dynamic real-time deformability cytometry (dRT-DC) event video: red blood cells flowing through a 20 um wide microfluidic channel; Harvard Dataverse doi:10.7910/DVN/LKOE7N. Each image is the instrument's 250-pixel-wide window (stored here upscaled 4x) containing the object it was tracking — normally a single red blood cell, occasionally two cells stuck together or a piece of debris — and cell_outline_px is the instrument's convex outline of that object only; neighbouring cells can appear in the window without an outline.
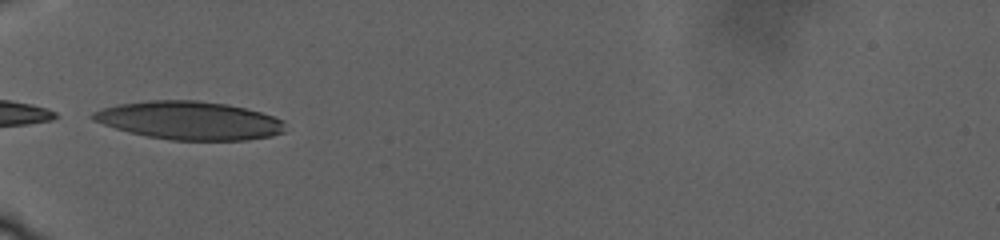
{"species": "human", "species_latin": "Homo sapiens", "temperature_condition": "warm", "stored_images_in_passage": 15, "camera_frame_rate_fps": 3000, "um_per_image_px": 0.085, "donor": {"sex": "male"}, "frame": {"image": 1, "passage_image": 1, "time_ms": 0.0, "image_size_px": [1000, 240], "cell_outline_px": [[284, 132], [272, 136], [248, 140], [172, 140], [148, 136], [128, 132], [92, 120], [88, 116], [92, 112], [116, 104], [148, 100], [196, 100], [228, 104], [260, 112], [284, 120]], "centroid_in_image_um": [16.09, 10.24], "position_along_channel_um": 68.9, "area_um2": 42.95}}
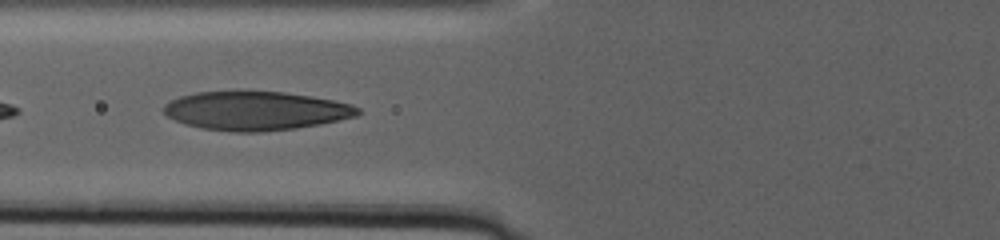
{"frame": {"image": 2, "passage_image": 13, "time_ms": 2.0, "image_size_px": [1000, 240], "cell_outline_px": [[360, 112], [356, 116], [320, 124], [296, 128], [260, 132], [232, 132], [200, 128], [184, 124], [168, 116], [164, 112], [164, 104], [180, 96], [196, 92], [248, 88], [284, 92], [312, 96], [352, 104], [360, 108]], "centroid_in_image_um": [21.71, 9.38], "position_along_channel_um": 104.1, "area_um2": 44.97}}